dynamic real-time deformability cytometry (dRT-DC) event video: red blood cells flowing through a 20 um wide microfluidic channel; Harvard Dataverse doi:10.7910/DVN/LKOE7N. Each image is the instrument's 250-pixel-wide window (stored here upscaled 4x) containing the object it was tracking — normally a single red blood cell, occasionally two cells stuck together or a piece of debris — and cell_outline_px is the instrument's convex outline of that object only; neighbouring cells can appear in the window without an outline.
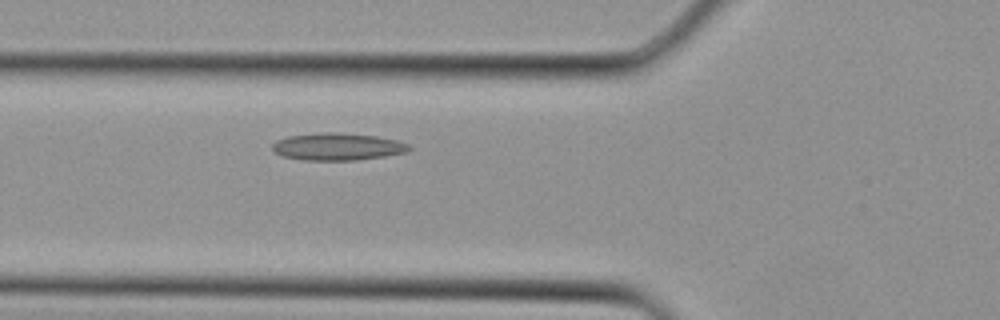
{"species": "Egyptian fruit bat (a non-hibernating species)", "species_latin": "Rousettus aegyptiacus", "temperature_condition": "cold", "stored_images_in_passage": 7, "camera_frame_rate_fps": 3000, "um_per_image_px": 0.085, "animal": {"sex": "female"}, "frame": {"image": 1, "passage_image": 7, "time_ms": 2.0, "image_size_px": [1000, 320], "cell_outline_px": [[412, 148], [408, 152], [384, 156], [356, 160], [304, 160], [284, 156], [276, 152], [272, 148], [272, 144], [276, 140], [288, 136], [328, 132], [340, 132], [376, 136], [396, 140], [408, 144]], "centroid_in_image_um": [28.72, 12.46], "position_along_channel_um": 97.1, "area_um2": 21.62}}